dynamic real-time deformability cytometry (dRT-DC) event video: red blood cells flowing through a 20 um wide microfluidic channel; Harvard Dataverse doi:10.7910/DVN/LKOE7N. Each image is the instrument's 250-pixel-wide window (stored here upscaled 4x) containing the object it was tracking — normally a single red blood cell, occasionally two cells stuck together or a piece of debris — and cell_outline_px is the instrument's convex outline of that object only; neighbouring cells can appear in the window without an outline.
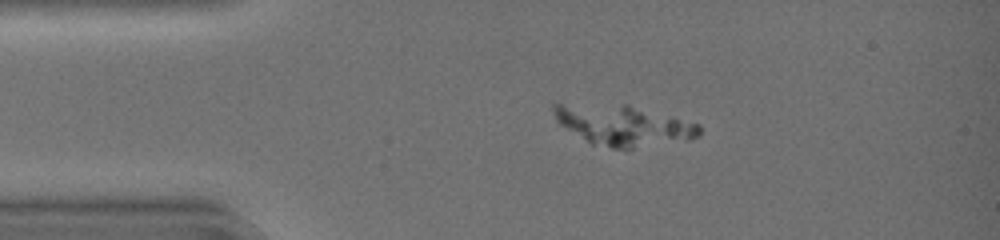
{"species": "common noctule bat (a hibernating species)", "species_latin": "Nyctalus noctula", "temperature_condition": "warm", "stored_images_in_passage": 2, "camera_frame_rate_fps": 3000, "um_per_image_px": 0.085, "animal": {"sex": "female", "body_mass_g": 19.0, "forearm_length_mm": 51.5}, "frame": {"image": 1, "passage_image": 1, "time_ms": 0.0, "image_size_px": [1000, 240], "cell_outline_px": [[700, 136], [688, 140], [632, 148], [612, 148], [592, 144], [560, 124], [556, 120], [552, 112], [552, 104], [628, 104], [672, 116], [700, 124]], "centroid_in_image_um": [52.99, 10.64], "position_along_channel_um": 32.0, "area_um2": 34.22}}